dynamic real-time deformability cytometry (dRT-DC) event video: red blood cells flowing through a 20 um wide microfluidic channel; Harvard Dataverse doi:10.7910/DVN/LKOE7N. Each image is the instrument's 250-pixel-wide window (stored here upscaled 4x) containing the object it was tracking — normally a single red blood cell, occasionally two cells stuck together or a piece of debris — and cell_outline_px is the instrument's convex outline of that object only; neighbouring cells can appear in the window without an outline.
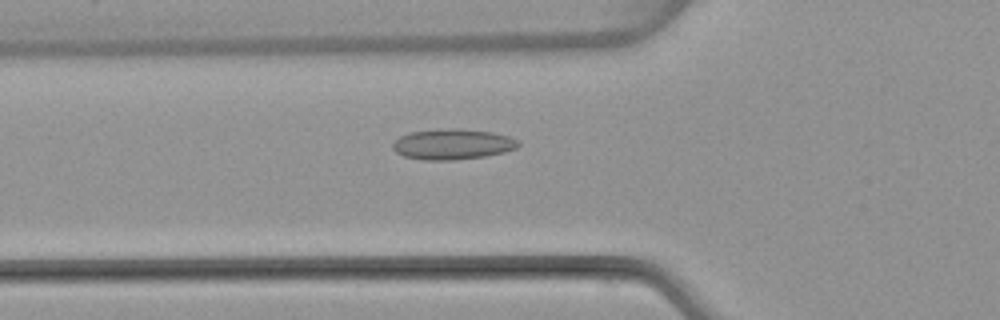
{"species": "common noctule bat (a hibernating species)", "species_latin": "Nyctalus noctula", "temperature_condition": "warm", "stored_images_in_passage": 6, "camera_frame_rate_fps": 3000, "um_per_image_px": 0.085, "animal": {"sex": "female", "body_mass_g": 22.7, "forearm_length_mm": 54.2}, "frame": {"image": 1, "passage_image": 6, "time_ms": 6.0, "image_size_px": [1000, 320], "cell_outline_px": [[520, 144], [516, 148], [504, 152], [484, 156], [452, 160], [424, 160], [404, 156], [396, 152], [392, 148], [392, 144], [400, 136], [408, 132], [448, 128], [452, 128], [492, 132], [508, 136], [516, 140]], "centroid_in_image_um": [38.43, 12.26], "position_along_channel_um": 87.4, "area_um2": 22.2}}